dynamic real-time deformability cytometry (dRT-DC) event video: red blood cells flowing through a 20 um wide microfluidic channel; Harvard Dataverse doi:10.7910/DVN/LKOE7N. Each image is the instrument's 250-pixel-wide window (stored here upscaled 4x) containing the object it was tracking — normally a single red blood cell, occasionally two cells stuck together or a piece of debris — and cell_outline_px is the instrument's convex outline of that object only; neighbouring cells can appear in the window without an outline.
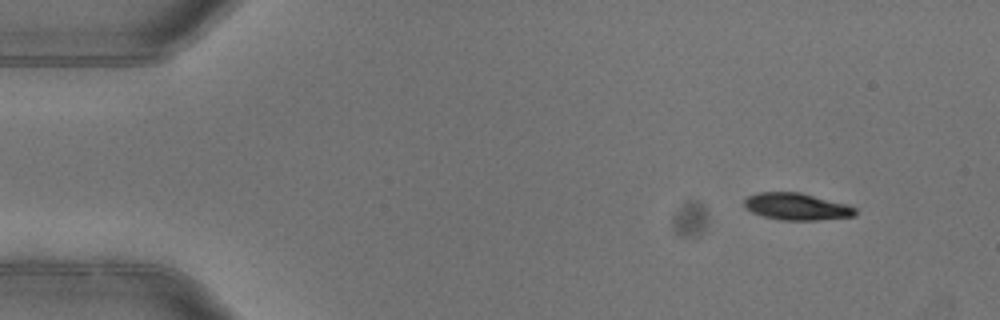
{"species": "common noctule bat (a hibernating species)", "species_latin": "Nyctalus noctula", "temperature_condition": "warm", "stored_images_in_passage": 5, "camera_frame_rate_fps": 3000, "um_per_image_px": 0.085, "animal": {"sex": "female"}, "frame": {"image": 1, "passage_image": 1, "time_ms": 0.0, "image_size_px": [1000, 320], "cell_outline_px": [[856, 216], [816, 220], [780, 220], [764, 216], [752, 212], [744, 208], [744, 200], [748, 196], [756, 192], [800, 192], [848, 204], [856, 208]], "centroid_in_image_um": [67.72, 17.55], "position_along_channel_um": 17.3, "area_um2": 17.57}}
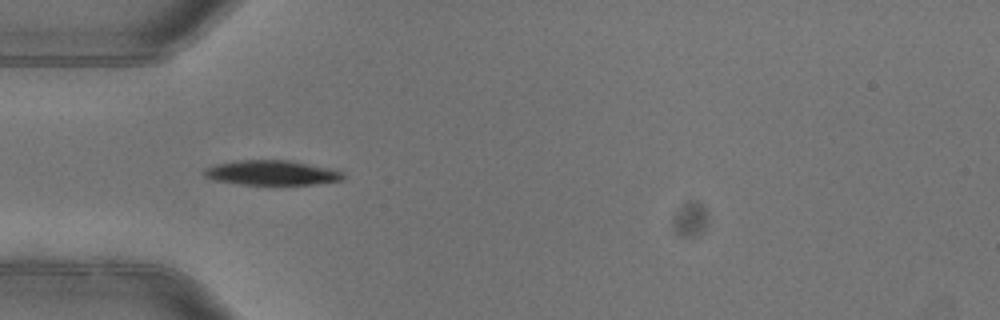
{"frame": {"image": 2, "passage_image": 4, "time_ms": 1.0, "image_size_px": [1000, 320], "cell_outline_px": [[344, 180], [312, 184], [236, 184], [212, 180], [204, 176], [200, 172], [204, 168], [216, 164], [240, 160], [292, 160], [328, 168], [344, 172]], "centroid_in_image_um": [23.04, 14.68], "position_along_channel_um": 62.0, "area_um2": 20.17}}
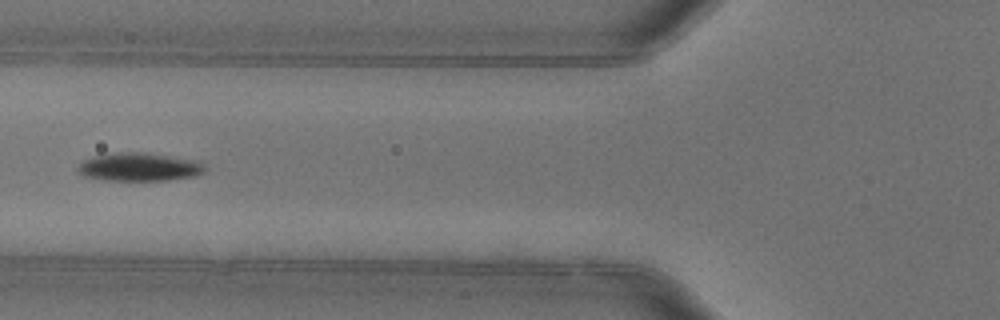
{"frame": {"image": 3, "passage_image": 5, "time_ms": 1.333, "image_size_px": [1000, 320], "cell_outline_px": [[208, 168], [204, 172], [196, 176], [168, 180], [108, 180], [84, 176], [76, 172], [76, 168], [84, 160], [92, 156], [116, 152], [144, 152], [200, 160]], "centroid_in_image_um": [11.88, 14.18], "position_along_channel_um": 113.9, "area_um2": 21.27}}